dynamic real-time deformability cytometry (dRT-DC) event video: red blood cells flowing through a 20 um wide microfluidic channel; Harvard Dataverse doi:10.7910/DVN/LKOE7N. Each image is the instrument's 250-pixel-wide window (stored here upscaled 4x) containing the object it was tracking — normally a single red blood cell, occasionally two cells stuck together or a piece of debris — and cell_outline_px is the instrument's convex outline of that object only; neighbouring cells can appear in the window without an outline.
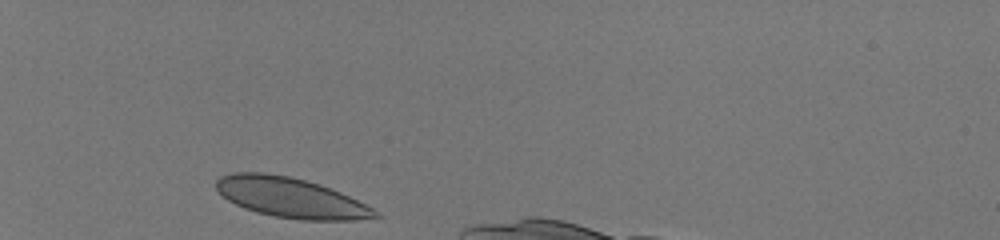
{"species": "human", "species_latin": "Homo sapiens", "temperature_condition": "room temperature", "stored_images_in_passage": 30, "camera_frame_rate_fps": 3000, "um_per_image_px": 0.085, "donor": {"sex": "male"}, "frame": {"image": 1, "passage_image": 1, "time_ms": 0.0, "image_size_px": [1000, 240], "cell_outline_px": [[384, 216], [356, 220], [300, 220], [276, 216], [256, 212], [244, 208], [228, 200], [216, 188], [216, 180], [220, 176], [232, 172], [264, 172], [288, 176], [320, 184], [340, 192], [372, 208]], "centroid_in_image_um": [24.7, 16.8], "position_along_channel_um": 60.3, "area_um2": 36.88}}
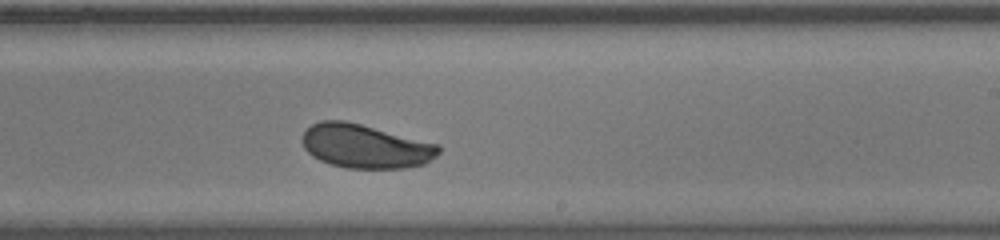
{"frame": {"image": 2, "passage_image": 18, "time_ms": 5.667, "image_size_px": [1000, 240], "cell_outline_px": [[440, 152], [436, 156], [424, 164], [404, 168], [348, 168], [332, 164], [320, 160], [312, 156], [304, 148], [304, 132], [312, 124], [320, 120], [344, 120], [440, 144]], "centroid_in_image_um": [31.08, 12.43], "position_along_channel_um": 257.9, "area_um2": 34.62}}
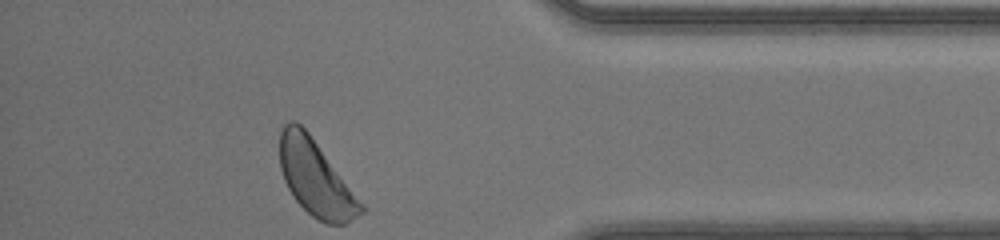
{"frame": {"image": 3, "passage_image": 30, "time_ms": 9.667, "image_size_px": [1000, 240], "cell_outline_px": [[364, 212], [352, 220], [344, 224], [328, 224], [312, 216], [292, 196], [284, 180], [280, 168], [280, 132], [284, 124], [292, 120], [296, 120], [308, 132], [364, 204]], "centroid_in_image_um": [26.83, 15.14], "position_along_channel_um": 408.4, "area_um2": 35.43}, "authors_computed_cell_mechanics": {"area_um2": 35.2002, "velocity_mm_per_s": 4.145, "shape_relaxation_time_tau1_ms": 1.7777, "shape_relaxation_time_tau2_ms": null, "deformation_change_tau1": 0.0864, "deformation_change_tau2": null}}